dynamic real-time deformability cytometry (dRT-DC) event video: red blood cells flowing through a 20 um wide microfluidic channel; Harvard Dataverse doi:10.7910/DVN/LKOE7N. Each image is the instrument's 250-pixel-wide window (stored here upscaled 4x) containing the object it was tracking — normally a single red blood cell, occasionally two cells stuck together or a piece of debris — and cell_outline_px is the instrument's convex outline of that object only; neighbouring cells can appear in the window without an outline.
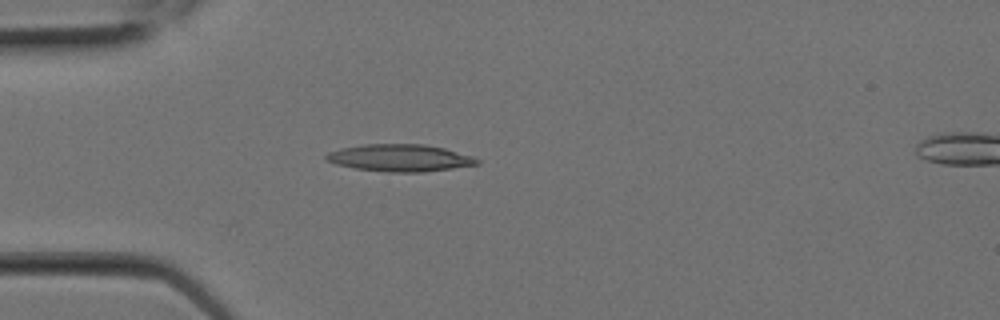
{"species": "Egyptian fruit bat (a non-hibernating species)", "species_latin": "Rousettus aegyptiacus", "temperature_condition": "room temperature", "stored_images_in_passage": 12, "camera_frame_rate_fps": 3000, "um_per_image_px": 0.085, "animal": {"sex": "female"}, "frame": {"image": 1, "passage_image": 6, "time_ms": 1.667, "image_size_px": [1000, 320], "cell_outline_px": [[480, 164], [424, 172], [388, 172], [356, 168], [336, 164], [328, 160], [324, 156], [328, 152], [340, 148], [364, 144], [424, 144], [444, 148], [472, 156], [480, 160]], "centroid_in_image_um": [34.0, 13.42], "position_along_channel_um": 51.0, "area_um2": 23.76}}
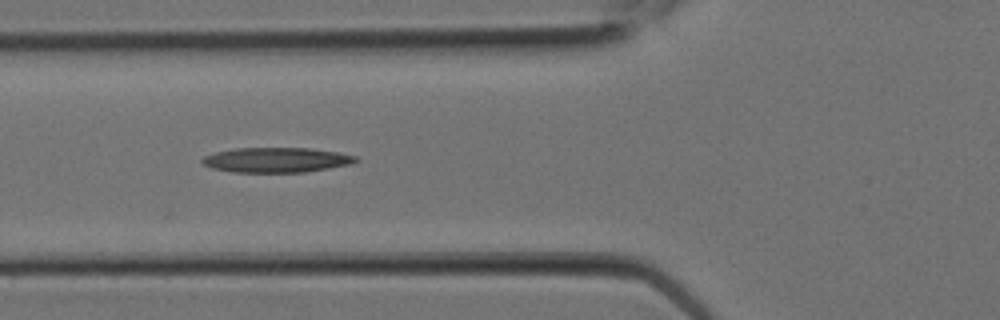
{"frame": {"image": 2, "passage_image": 8, "time_ms": 2.333, "image_size_px": [1000, 320], "cell_outline_px": [[360, 160], [352, 164], [304, 172], [232, 172], [212, 168], [204, 164], [200, 160], [204, 156], [216, 152], [236, 148], [312, 148], [340, 152], [356, 156]], "centroid_in_image_um": [23.53, 13.59], "position_along_channel_um": 102.3, "area_um2": 22.37}}
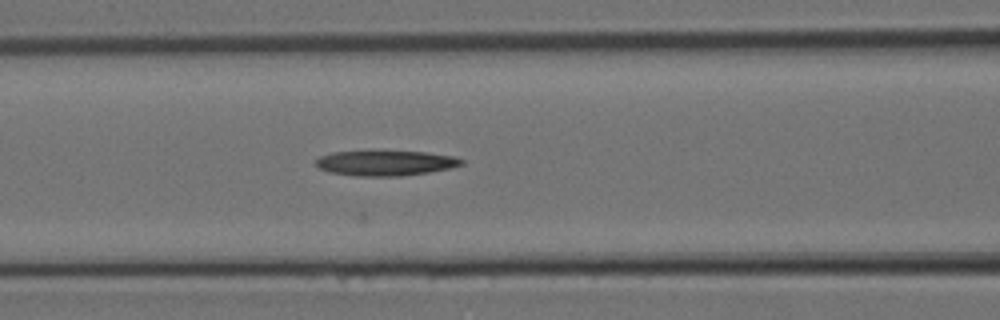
{"frame": {"image": 3, "passage_image": 9, "time_ms": 2.667, "image_size_px": [1000, 320], "cell_outline_px": [[464, 164], [452, 168], [428, 172], [400, 176], [356, 176], [328, 172], [312, 164], [320, 156], [332, 152], [368, 148], [428, 152], [452, 156], [464, 160]], "centroid_in_image_um": [32.71, 13.81], "position_along_channel_um": 133.9, "area_um2": 22.6}}